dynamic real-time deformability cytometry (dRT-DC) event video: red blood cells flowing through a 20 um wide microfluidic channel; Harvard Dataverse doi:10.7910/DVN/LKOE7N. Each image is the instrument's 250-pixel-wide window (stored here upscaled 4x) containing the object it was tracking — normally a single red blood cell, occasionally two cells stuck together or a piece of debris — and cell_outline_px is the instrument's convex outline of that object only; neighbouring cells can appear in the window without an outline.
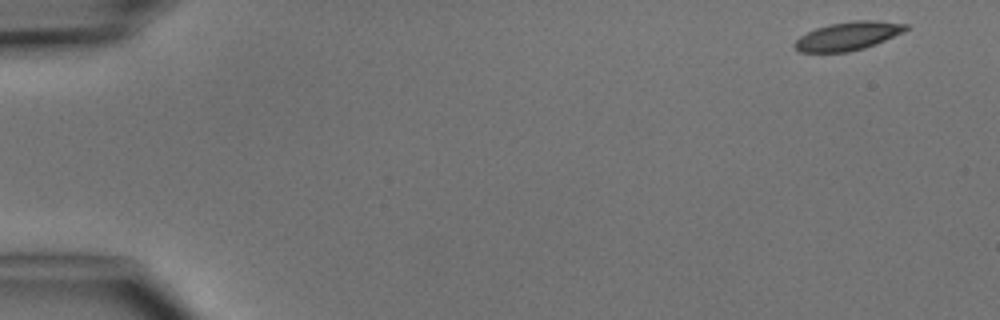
{"species": "common noctule bat (a hibernating species)", "species_latin": "Nyctalus noctula", "temperature_condition": "cold", "stored_images_in_passage": 4, "camera_frame_rate_fps": 3000, "um_per_image_px": 0.085, "animal": {"sex": "male", "body_mass_g": 15.6}, "frame": {"image": 1, "passage_image": 1, "time_ms": 0.0, "image_size_px": [1000, 320], "cell_outline_px": [[908, 28], [904, 32], [876, 44], [864, 48], [848, 52], [800, 52], [792, 44], [800, 36], [816, 28], [828, 24], [852, 20], [876, 20], [908, 24]], "centroid_in_image_um": [72.09, 3.05], "position_along_channel_um": 12.9, "area_um2": 18.5}}
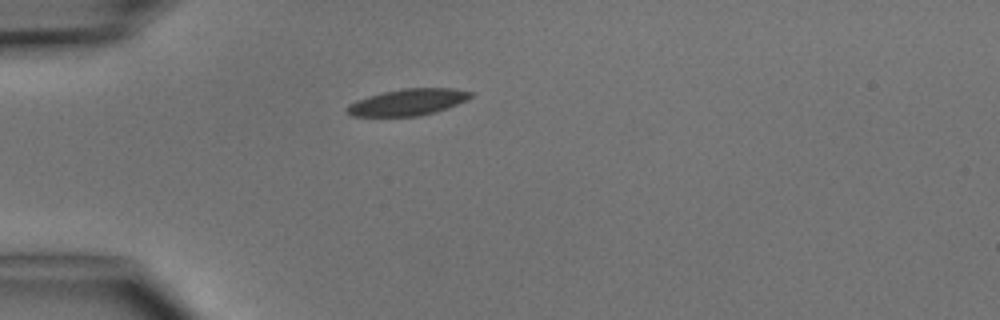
{"frame": {"image": 2, "passage_image": 4, "time_ms": 3.667, "image_size_px": [1000, 320], "cell_outline_px": [[472, 96], [468, 100], [448, 108], [436, 112], [420, 116], [352, 116], [344, 108], [348, 104], [356, 100], [368, 96], [384, 92], [404, 88], [452, 88], [472, 92]], "centroid_in_image_um": [34.68, 8.69], "position_along_channel_um": 50.3, "area_um2": 19.19}}